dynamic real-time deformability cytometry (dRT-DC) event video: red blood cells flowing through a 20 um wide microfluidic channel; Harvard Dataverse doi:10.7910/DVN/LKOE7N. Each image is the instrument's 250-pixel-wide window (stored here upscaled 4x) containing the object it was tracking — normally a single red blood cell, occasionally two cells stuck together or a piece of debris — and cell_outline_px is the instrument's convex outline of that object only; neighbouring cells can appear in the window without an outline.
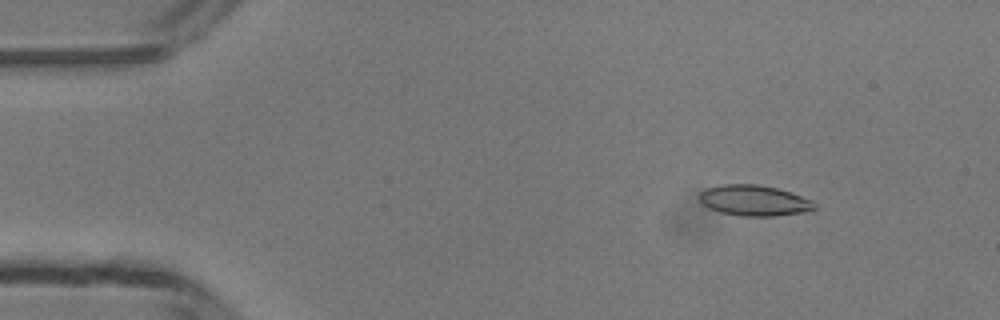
{"species": "common noctule bat (a hibernating species)", "species_latin": "Nyctalus noctula", "temperature_condition": "room temperature", "stored_images_in_passage": 48, "camera_frame_rate_fps": 3000, "um_per_image_px": 0.085, "animal": {"sex": "male", "body_mass_g": 13.3}, "frame": {"image": 1, "passage_image": 6, "time_ms": 1.667, "image_size_px": [1000, 320], "cell_outline_px": [[816, 208], [812, 212], [776, 216], [740, 216], [720, 212], [708, 208], [700, 200], [700, 192], [704, 188], [724, 184], [756, 184], [776, 188], [792, 192], [812, 200], [816, 204]], "centroid_in_image_um": [64.16, 17.05], "position_along_channel_um": 20.8, "area_um2": 20.92}}
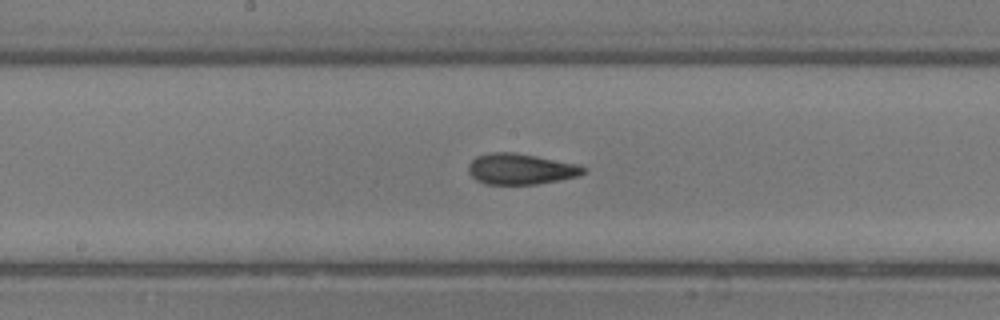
{"frame": {"image": 2, "passage_image": 25, "time_ms": 8.0, "image_size_px": [1000, 320], "cell_outline_px": [[588, 168], [580, 176], [536, 184], [488, 184], [476, 180], [468, 172], [468, 164], [476, 156], [492, 152], [512, 152], [536, 156], [580, 164]], "centroid_in_image_um": [44.28, 14.36], "position_along_channel_um": 203.9, "area_um2": 20.75}}
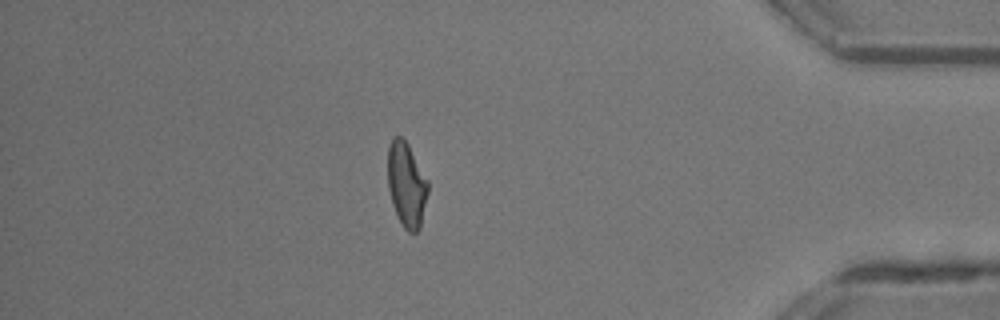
{"frame": {"image": 3, "passage_image": 42, "time_ms": 13.667, "image_size_px": [1000, 320], "cell_outline_px": [[428, 192], [420, 228], [416, 232], [408, 232], [404, 228], [396, 216], [392, 204], [388, 188], [388, 144], [392, 136], [400, 136], [408, 144], [428, 180]], "centroid_in_image_um": [34.54, 15.69], "position_along_channel_um": 400.7, "area_um2": 20.0}, "authors_computed_cell_mechanics": {"area_um2": 20.2011, "velocity_mm_per_s": 4.2225, "shape_relaxation_time_tau1_ms": 5.5148, "shape_relaxation_time_tau2_ms": 1.4827, "deformation_change_tau1": 0.1989, "deformation_change_tau2": 0.0988}}